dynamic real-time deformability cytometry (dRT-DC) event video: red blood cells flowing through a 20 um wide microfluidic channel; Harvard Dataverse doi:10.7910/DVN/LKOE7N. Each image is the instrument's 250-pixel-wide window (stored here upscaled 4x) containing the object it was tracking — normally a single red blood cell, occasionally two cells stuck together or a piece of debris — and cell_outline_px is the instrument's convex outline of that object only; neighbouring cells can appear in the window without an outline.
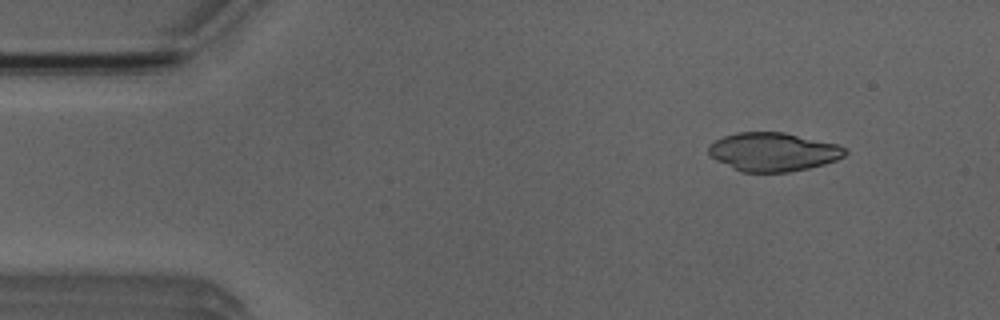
{"species": "Egyptian fruit bat (a non-hibernating species)", "species_latin": "Rousettus aegyptiacus", "temperature_condition": "room temperature", "stored_images_in_passage": 4, "camera_frame_rate_fps": 3000, "um_per_image_px": 0.085, "animal": {"sex": "male"}, "frame": {"image": 1, "passage_image": 1, "time_ms": 0.0, "image_size_px": [1000, 320], "cell_outline_px": [[848, 152], [844, 156], [836, 160], [824, 164], [808, 168], [788, 172], [740, 172], [716, 160], [708, 152], [708, 144], [724, 136], [736, 132], [784, 132], [836, 144], [848, 148]], "centroid_in_image_um": [65.72, 12.91], "position_along_channel_um": 19.3, "area_um2": 30.75}}